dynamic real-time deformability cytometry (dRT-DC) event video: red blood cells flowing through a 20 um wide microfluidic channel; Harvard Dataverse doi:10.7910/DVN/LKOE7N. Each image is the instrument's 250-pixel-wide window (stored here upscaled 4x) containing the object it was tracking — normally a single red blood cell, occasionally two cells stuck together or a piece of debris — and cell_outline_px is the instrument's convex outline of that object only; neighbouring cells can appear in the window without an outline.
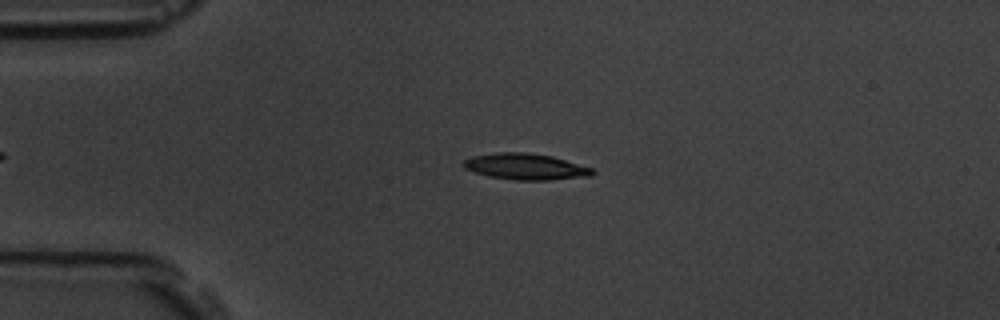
{"species": "common noctule bat (a hibernating species)", "species_latin": "Nyctalus noctula", "temperature_condition": "room temperature", "stored_images_in_passage": 4, "camera_frame_rate_fps": 3000, "um_per_image_px": 0.085, "animal": {"sex": "male", "body_mass_g": 19.5, "forearm_length_mm": 54.6}, "frame": {"image": 1, "passage_image": 2, "time_ms": 1.0, "image_size_px": [1000, 320], "cell_outline_px": [[596, 172], [592, 176], [548, 180], [516, 180], [488, 176], [464, 168], [464, 160], [472, 156], [496, 152], [524, 152], [552, 156], [592, 168]], "centroid_in_image_um": [44.69, 14.16], "position_along_channel_um": 40.3, "area_um2": 19.59}}
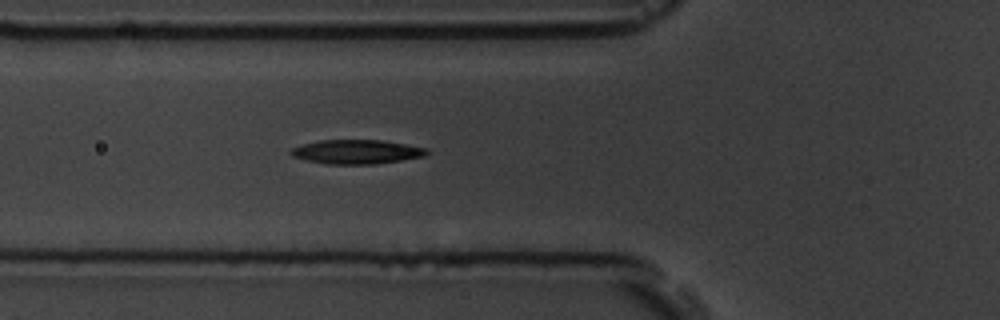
{"frame": {"image": 2, "passage_image": 4, "time_ms": 3.333, "image_size_px": [1000, 320], "cell_outline_px": [[428, 152], [424, 156], [376, 164], [324, 164], [292, 156], [288, 152], [292, 148], [304, 144], [320, 140], [384, 140], [428, 148]], "centroid_in_image_um": [30.31, 12.9], "position_along_channel_um": 95.5, "area_um2": 19.07}}